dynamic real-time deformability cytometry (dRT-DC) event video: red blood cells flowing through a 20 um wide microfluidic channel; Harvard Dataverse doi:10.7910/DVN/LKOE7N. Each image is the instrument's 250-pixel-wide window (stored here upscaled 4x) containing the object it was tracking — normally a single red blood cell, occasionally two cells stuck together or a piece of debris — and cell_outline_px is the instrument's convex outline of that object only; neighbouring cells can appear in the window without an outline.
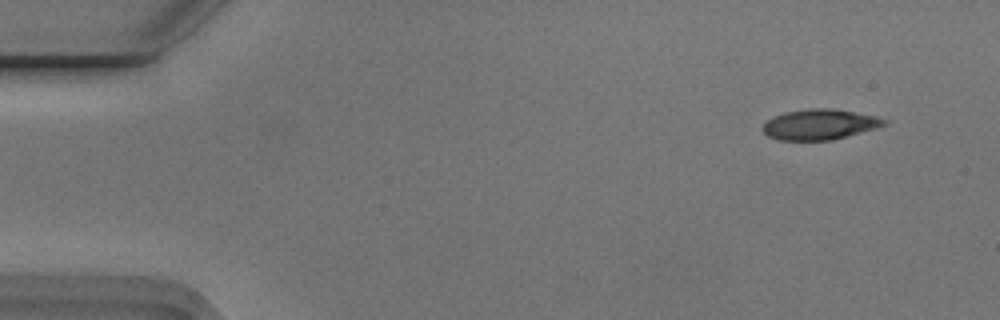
{"species": "Egyptian fruit bat (a non-hibernating species)", "species_latin": "Rousettus aegyptiacus", "temperature_condition": "cold", "stored_images_in_passage": 5, "camera_frame_rate_fps": 3000, "um_per_image_px": 0.085, "animal": {"sex": "male"}, "frame": {"image": 1, "passage_image": 2, "time_ms": 0.333, "image_size_px": [1000, 320], "cell_outline_px": [[888, 120], [884, 124], [876, 128], [848, 136], [832, 140], [776, 140], [768, 136], [760, 128], [768, 120], [784, 112], [808, 108], [828, 108], [876, 116]], "centroid_in_image_um": [69.64, 10.58], "position_along_channel_um": 15.4, "area_um2": 21.39}}